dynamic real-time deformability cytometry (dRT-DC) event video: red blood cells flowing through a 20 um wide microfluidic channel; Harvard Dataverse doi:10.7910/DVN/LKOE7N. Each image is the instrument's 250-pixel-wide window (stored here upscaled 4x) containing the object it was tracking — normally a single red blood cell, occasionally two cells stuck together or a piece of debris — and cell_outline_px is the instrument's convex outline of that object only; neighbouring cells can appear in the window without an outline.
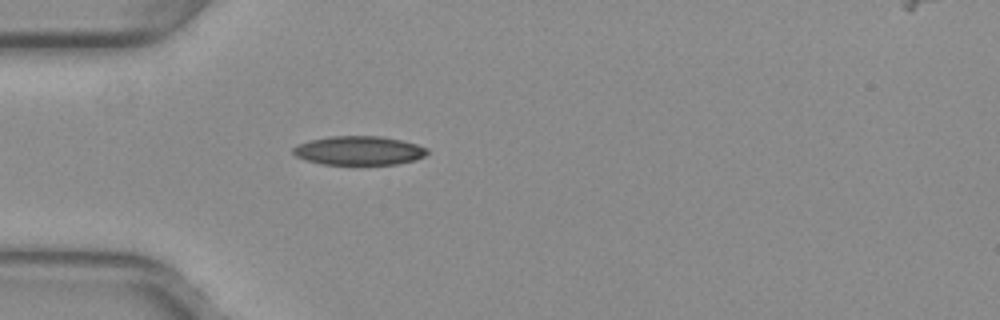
{"species": "common noctule bat (a hibernating species)", "species_latin": "Nyctalus noctula", "temperature_condition": "warm", "stored_images_in_passage": 31, "camera_frame_rate_fps": 3000, "um_per_image_px": 0.085, "animal": {"sex": "female", "body_mass_g": 29.2, "forearm_length_mm": 56.3}, "frame": {"image": 1, "passage_image": 1, "time_ms": 0.0, "image_size_px": [1000, 320], "cell_outline_px": [[428, 152], [424, 156], [416, 160], [396, 164], [324, 164], [308, 160], [296, 156], [292, 152], [292, 148], [296, 144], [308, 140], [328, 136], [380, 136], [400, 140], [416, 144], [428, 148]], "centroid_in_image_um": [30.49, 12.79], "position_along_channel_um": 54.5, "area_um2": 22.6}}
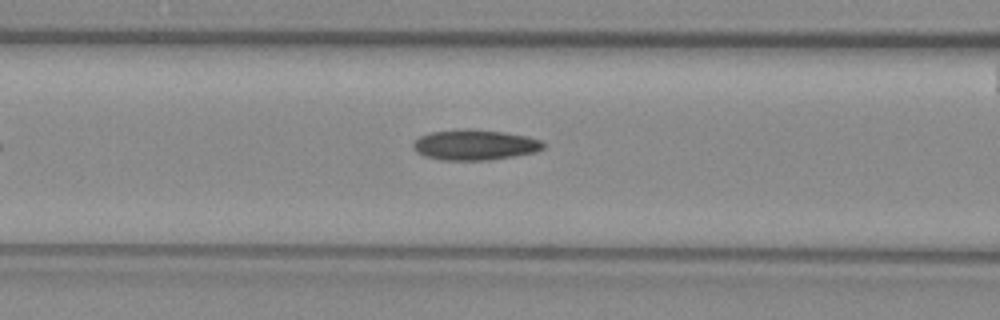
{"frame": {"image": 2, "passage_image": 7, "time_ms": 2.0, "image_size_px": [1000, 320], "cell_outline_px": [[544, 148], [536, 152], [516, 156], [488, 160], [440, 160], [424, 156], [416, 152], [412, 148], [412, 144], [420, 136], [432, 132], [468, 128], [500, 132], [528, 136], [540, 140], [544, 144]], "centroid_in_image_um": [40.35, 12.32], "position_along_channel_um": 126.3, "area_um2": 23.12}}
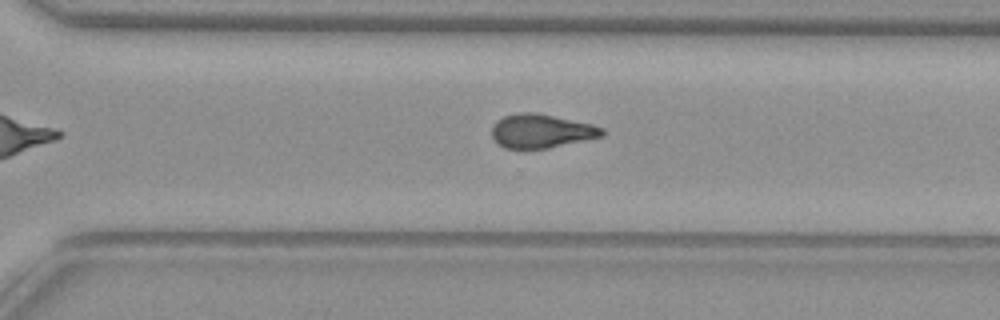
{"frame": {"image": 3, "passage_image": 22, "time_ms": 7.0, "image_size_px": [1000, 320], "cell_outline_px": [[604, 136], [548, 148], [504, 148], [492, 136], [492, 124], [496, 120], [504, 116], [520, 112], [536, 112], [592, 124], [604, 128]], "centroid_in_image_um": [46.01, 11.12], "position_along_channel_um": 324.6, "area_um2": 21.68}, "authors_computed_cell_mechanics": {"area_um2": 22.3686, "velocity_mm_per_s": 3.9743, "shape_relaxation_time_tau1_ms": null, "shape_relaxation_time_tau2_ms": 3.3942, "deformation_change_tau1": null, "deformation_change_tau2": 0.1135}}